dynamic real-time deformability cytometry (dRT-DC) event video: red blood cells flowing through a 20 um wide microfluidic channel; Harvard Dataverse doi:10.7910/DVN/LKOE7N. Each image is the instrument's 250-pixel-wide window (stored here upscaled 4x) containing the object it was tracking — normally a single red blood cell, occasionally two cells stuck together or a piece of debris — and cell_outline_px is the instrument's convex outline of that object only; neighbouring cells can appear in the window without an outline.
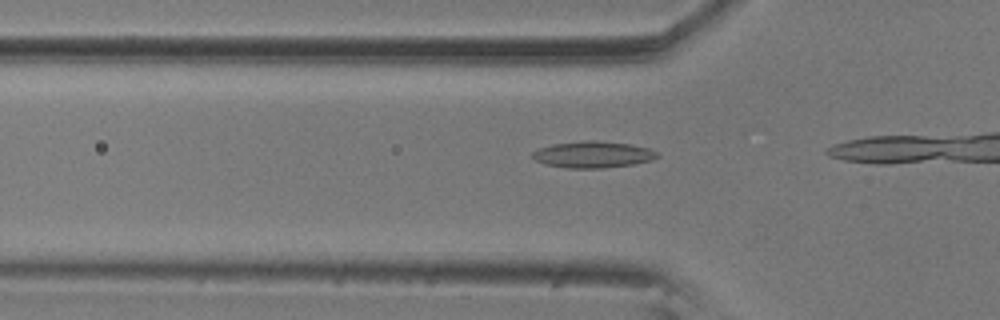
{"species": "common noctule bat (a hibernating species)", "species_latin": "Nyctalus noctula", "temperature_condition": "room temperature", "stored_images_in_passage": 15, "camera_frame_rate_fps": 3000, "um_per_image_px": 0.085, "animal": {"sex": "male", "body_mass_g": 20.5, "forearm_length_mm": 52.5}, "frame": {"image": 1, "passage_image": 13, "time_ms": 4.0, "image_size_px": [1000, 320], "cell_outline_px": [[660, 156], [652, 160], [632, 164], [604, 168], [568, 168], [548, 164], [536, 160], [532, 156], [532, 152], [540, 148], [552, 144], [584, 140], [596, 140], [628, 144], [648, 148], [656, 152]], "centroid_in_image_um": [50.41, 13.13], "position_along_channel_um": 75.4, "area_um2": 19.07}}